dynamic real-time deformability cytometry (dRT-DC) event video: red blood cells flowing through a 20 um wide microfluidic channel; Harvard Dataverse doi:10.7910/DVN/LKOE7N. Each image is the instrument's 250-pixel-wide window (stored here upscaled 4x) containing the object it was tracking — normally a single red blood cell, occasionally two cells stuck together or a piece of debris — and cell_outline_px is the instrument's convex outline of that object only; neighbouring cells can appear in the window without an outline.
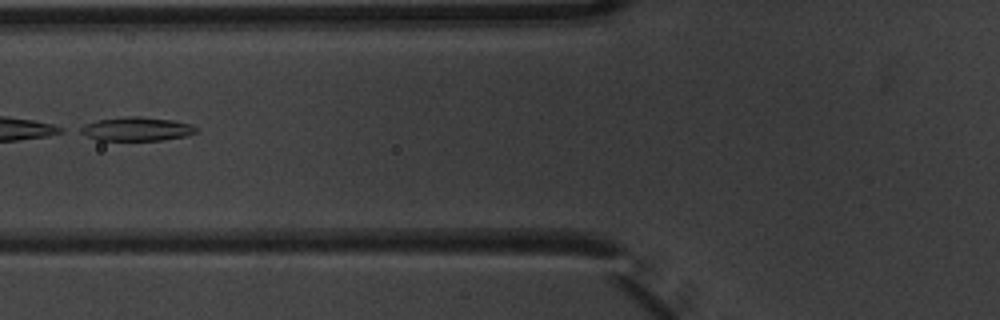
{"species": "common noctule bat (a hibernating species)", "species_latin": "Nyctalus noctula", "temperature_condition": "warm", "stored_images_in_passage": 4, "camera_frame_rate_fps": 3000, "um_per_image_px": 0.085, "animal": {"sex": "male", "body_mass_g": 20.1, "forearm_length_mm": 53.5}, "frame": {"image": 1, "passage_image": 4, "time_ms": 1.0, "image_size_px": [1000, 320], "cell_outline_px": [[200, 128], [196, 132], [184, 136], [164, 140], [96, 140], [80, 132], [76, 128], [84, 124], [100, 120], [128, 116], [140, 116], [172, 120], [192, 124]], "centroid_in_image_um": [11.62, 10.96], "position_along_channel_um": 114.2, "area_um2": 16.07}}